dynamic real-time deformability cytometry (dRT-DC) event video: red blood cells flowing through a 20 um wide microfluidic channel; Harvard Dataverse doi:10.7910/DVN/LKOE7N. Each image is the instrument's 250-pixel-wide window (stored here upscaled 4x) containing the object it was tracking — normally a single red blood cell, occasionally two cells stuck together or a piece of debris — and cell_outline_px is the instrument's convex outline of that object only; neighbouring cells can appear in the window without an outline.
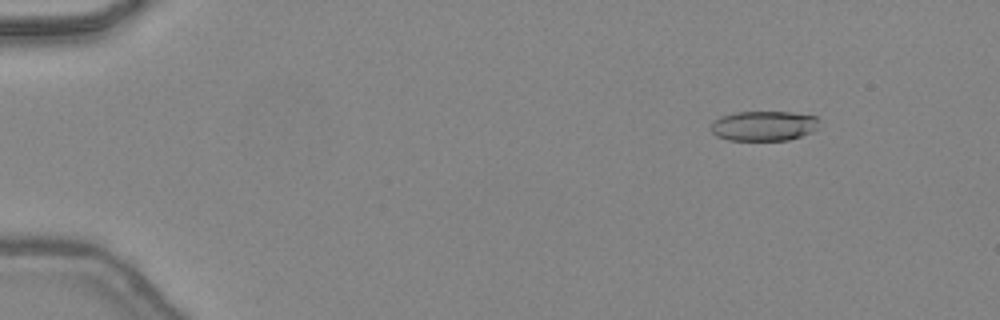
{"species": "common noctule bat (a hibernating species)", "species_latin": "Nyctalus noctula", "temperature_condition": "warm", "stored_images_in_passage": 48, "camera_frame_rate_fps": 3000, "um_per_image_px": 0.085, "animal": {"sex": "female", "body_mass_g": 24.6, "forearm_length_mm": 56.2}, "frame": {"image": 1, "passage_image": 7, "time_ms": 2.0, "image_size_px": [1000, 320], "cell_outline_px": [[820, 120], [816, 128], [812, 132], [788, 140], [728, 140], [716, 136], [712, 132], [712, 124], [720, 116], [736, 112], [792, 112], [816, 116]], "centroid_in_image_um": [64.94, 10.69], "position_along_channel_um": 20.1, "area_um2": 18.84}}
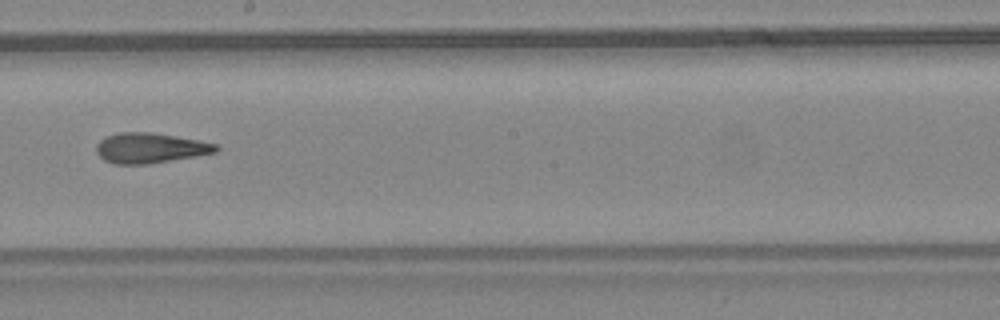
{"frame": {"image": 2, "passage_image": 29, "time_ms": 9.333, "image_size_px": [1000, 320], "cell_outline_px": [[220, 148], [216, 152], [196, 156], [148, 164], [116, 164], [104, 160], [96, 152], [96, 144], [104, 136], [120, 132], [152, 132], [196, 140], [216, 144]], "centroid_in_image_um": [12.72, 12.58], "position_along_channel_um": 235.5, "area_um2": 20.98}}
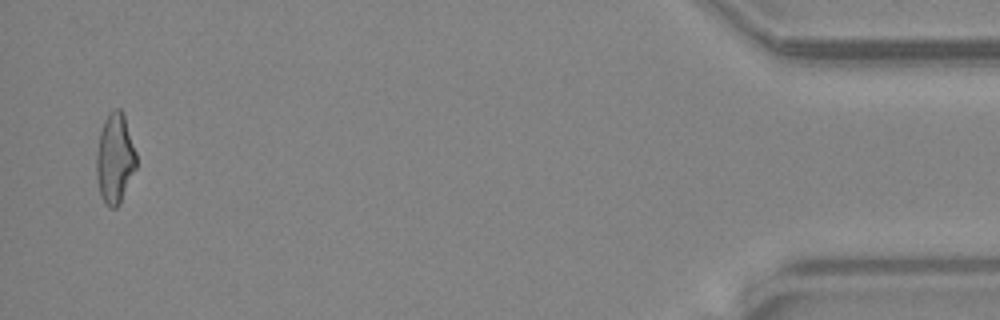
{"frame": {"image": 3, "passage_image": 47, "time_ms": 15.333, "image_size_px": [1000, 320], "cell_outline_px": [[136, 168], [120, 204], [116, 208], [108, 208], [104, 204], [100, 196], [96, 176], [96, 152], [100, 132], [104, 120], [116, 108], [120, 108], [124, 116], [136, 152]], "centroid_in_image_um": [9.75, 13.54], "position_along_channel_um": 425.4, "area_um2": 20.98}, "authors_computed_cell_mechanics": {"area_um2": 20.5479, "velocity_mm_per_s": 4.4924, "shape_relaxation_time_tau1_ms": null, "shape_relaxation_time_tau2_ms": 3.1145, "deformation_change_tau1": null, "deformation_change_tau2": 0.1466}}